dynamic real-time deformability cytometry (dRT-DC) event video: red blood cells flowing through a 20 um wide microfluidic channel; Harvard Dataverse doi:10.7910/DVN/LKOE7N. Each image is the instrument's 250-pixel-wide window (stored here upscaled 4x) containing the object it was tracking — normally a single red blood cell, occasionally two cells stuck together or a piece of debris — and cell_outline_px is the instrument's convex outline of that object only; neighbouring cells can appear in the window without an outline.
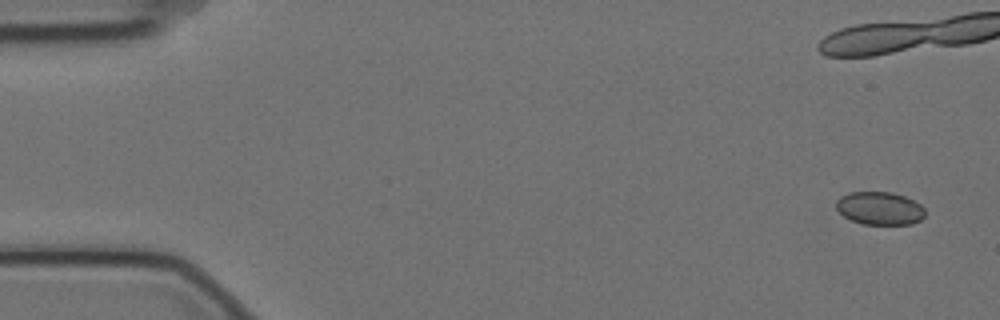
{"species": "Egyptian fruit bat (a non-hibernating species)", "species_latin": "Rousettus aegyptiacus", "temperature_condition": "cold", "stored_images_in_passage": 6, "camera_frame_rate_fps": 3000, "um_per_image_px": 0.085, "animal": {"sex": "female"}, "frame": {"image": 1, "passage_image": 1, "time_ms": 0.0, "image_size_px": [1000, 320], "cell_outline_px": [[924, 216], [920, 220], [912, 224], [860, 224], [844, 216], [836, 208], [836, 200], [840, 196], [848, 192], [892, 192], [904, 196], [920, 204], [924, 208]], "centroid_in_image_um": [74.75, 17.7], "position_along_channel_um": 10.2, "area_um2": 17.11}}
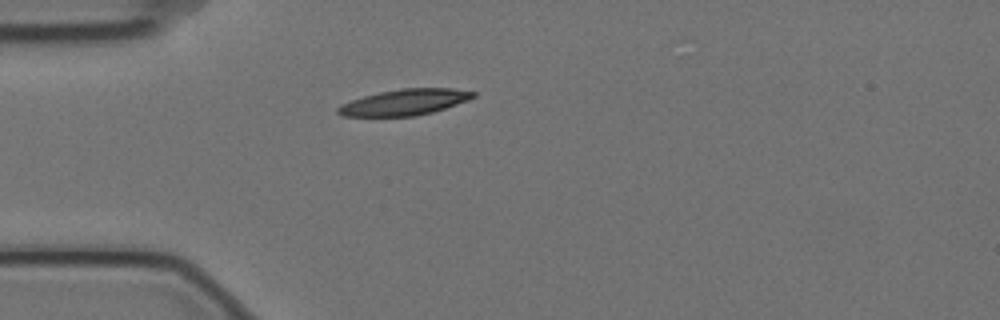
{"frame": {"image": 2, "passage_image": 6, "time_ms": 1.667, "image_size_px": [1000, 320], "cell_outline_px": [[476, 96], [468, 100], [432, 112], [416, 116], [344, 116], [336, 112], [336, 108], [340, 104], [364, 96], [380, 92], [404, 88], [452, 88], [476, 92]], "centroid_in_image_um": [34.38, 8.69], "position_along_channel_um": 50.6, "area_um2": 20.35}}